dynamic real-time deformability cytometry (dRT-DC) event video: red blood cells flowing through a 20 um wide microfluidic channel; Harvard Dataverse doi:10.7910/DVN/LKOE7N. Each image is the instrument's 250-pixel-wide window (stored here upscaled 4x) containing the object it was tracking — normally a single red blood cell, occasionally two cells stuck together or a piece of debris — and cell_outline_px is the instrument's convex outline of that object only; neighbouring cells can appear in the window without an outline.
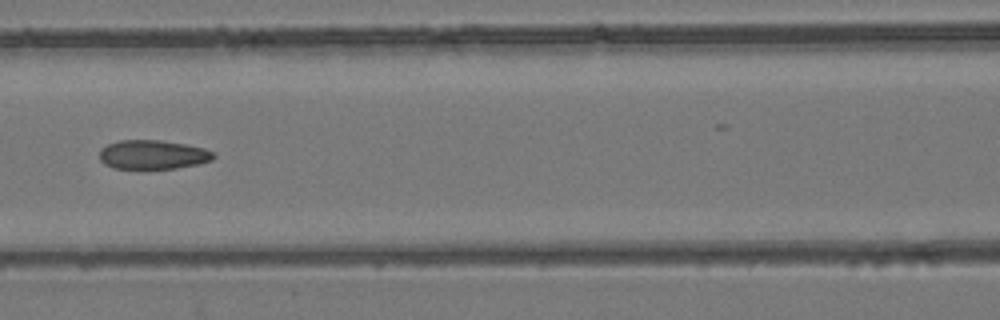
{"species": "common noctule bat (a hibernating species)", "species_latin": "Nyctalus noctula", "temperature_condition": "room temperature", "stored_images_in_passage": 8, "camera_frame_rate_fps": 3000, "um_per_image_px": 0.085, "animal": {"sex": "female", "body_mass_g": 24.6, "forearm_length_mm": 56.2}, "frame": {"image": 1, "passage_image": 8, "time_ms": 2.333, "image_size_px": [1000, 320], "cell_outline_px": [[216, 156], [212, 160], [196, 164], [176, 168], [112, 168], [104, 164], [100, 160], [100, 148], [108, 144], [120, 140], [160, 140], [184, 144], [204, 148], [212, 152]], "centroid_in_image_um": [12.96, 13.14], "position_along_channel_um": 153.6, "area_um2": 19.19}}